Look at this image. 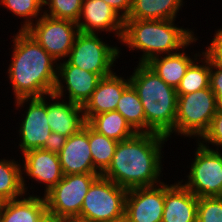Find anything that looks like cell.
<instances>
[{
    "label": "cell",
    "instance_id": "obj_5",
    "mask_svg": "<svg viewBox=\"0 0 222 222\" xmlns=\"http://www.w3.org/2000/svg\"><path fill=\"white\" fill-rule=\"evenodd\" d=\"M127 189L100 175L84 197L81 222H116L124 219Z\"/></svg>",
    "mask_w": 222,
    "mask_h": 222
},
{
    "label": "cell",
    "instance_id": "obj_27",
    "mask_svg": "<svg viewBox=\"0 0 222 222\" xmlns=\"http://www.w3.org/2000/svg\"><path fill=\"white\" fill-rule=\"evenodd\" d=\"M118 142L89 126V145L94 168L102 175L110 166Z\"/></svg>",
    "mask_w": 222,
    "mask_h": 222
},
{
    "label": "cell",
    "instance_id": "obj_32",
    "mask_svg": "<svg viewBox=\"0 0 222 222\" xmlns=\"http://www.w3.org/2000/svg\"><path fill=\"white\" fill-rule=\"evenodd\" d=\"M204 53L220 68H222V28L215 30L210 44Z\"/></svg>",
    "mask_w": 222,
    "mask_h": 222
},
{
    "label": "cell",
    "instance_id": "obj_19",
    "mask_svg": "<svg viewBox=\"0 0 222 222\" xmlns=\"http://www.w3.org/2000/svg\"><path fill=\"white\" fill-rule=\"evenodd\" d=\"M198 197L179 180L165 183V201L162 222H197Z\"/></svg>",
    "mask_w": 222,
    "mask_h": 222
},
{
    "label": "cell",
    "instance_id": "obj_17",
    "mask_svg": "<svg viewBox=\"0 0 222 222\" xmlns=\"http://www.w3.org/2000/svg\"><path fill=\"white\" fill-rule=\"evenodd\" d=\"M116 73L102 78L91 97L82 106L85 122L92 116L116 110L123 91L130 85L128 76L125 79Z\"/></svg>",
    "mask_w": 222,
    "mask_h": 222
},
{
    "label": "cell",
    "instance_id": "obj_14",
    "mask_svg": "<svg viewBox=\"0 0 222 222\" xmlns=\"http://www.w3.org/2000/svg\"><path fill=\"white\" fill-rule=\"evenodd\" d=\"M101 79L102 77L99 74L87 72L71 65L67 60H63V62H58L57 79L53 94L83 106L91 97Z\"/></svg>",
    "mask_w": 222,
    "mask_h": 222
},
{
    "label": "cell",
    "instance_id": "obj_1",
    "mask_svg": "<svg viewBox=\"0 0 222 222\" xmlns=\"http://www.w3.org/2000/svg\"><path fill=\"white\" fill-rule=\"evenodd\" d=\"M168 140L158 133H136L118 142L112 162L102 176L127 190L162 183V149Z\"/></svg>",
    "mask_w": 222,
    "mask_h": 222
},
{
    "label": "cell",
    "instance_id": "obj_22",
    "mask_svg": "<svg viewBox=\"0 0 222 222\" xmlns=\"http://www.w3.org/2000/svg\"><path fill=\"white\" fill-rule=\"evenodd\" d=\"M184 0H133L125 20H176Z\"/></svg>",
    "mask_w": 222,
    "mask_h": 222
},
{
    "label": "cell",
    "instance_id": "obj_33",
    "mask_svg": "<svg viewBox=\"0 0 222 222\" xmlns=\"http://www.w3.org/2000/svg\"><path fill=\"white\" fill-rule=\"evenodd\" d=\"M210 88L213 91L219 107H222V68L210 59Z\"/></svg>",
    "mask_w": 222,
    "mask_h": 222
},
{
    "label": "cell",
    "instance_id": "obj_20",
    "mask_svg": "<svg viewBox=\"0 0 222 222\" xmlns=\"http://www.w3.org/2000/svg\"><path fill=\"white\" fill-rule=\"evenodd\" d=\"M199 37L195 36L184 48L180 51L159 55L151 58L146 64L168 85L177 88L180 81L184 77L189 66L201 55L204 50L192 54L186 53L187 47L195 45ZM186 50V51H185Z\"/></svg>",
    "mask_w": 222,
    "mask_h": 222
},
{
    "label": "cell",
    "instance_id": "obj_31",
    "mask_svg": "<svg viewBox=\"0 0 222 222\" xmlns=\"http://www.w3.org/2000/svg\"><path fill=\"white\" fill-rule=\"evenodd\" d=\"M196 141L209 149H215L218 151L222 149V107H219L218 111L212 118L208 129ZM210 144L214 147H210Z\"/></svg>",
    "mask_w": 222,
    "mask_h": 222
},
{
    "label": "cell",
    "instance_id": "obj_6",
    "mask_svg": "<svg viewBox=\"0 0 222 222\" xmlns=\"http://www.w3.org/2000/svg\"><path fill=\"white\" fill-rule=\"evenodd\" d=\"M219 109L210 87L179 95L176 109L175 135L199 139L208 129Z\"/></svg>",
    "mask_w": 222,
    "mask_h": 222
},
{
    "label": "cell",
    "instance_id": "obj_15",
    "mask_svg": "<svg viewBox=\"0 0 222 222\" xmlns=\"http://www.w3.org/2000/svg\"><path fill=\"white\" fill-rule=\"evenodd\" d=\"M76 24L84 33H113L119 42L124 31V19L102 0H83Z\"/></svg>",
    "mask_w": 222,
    "mask_h": 222
},
{
    "label": "cell",
    "instance_id": "obj_39",
    "mask_svg": "<svg viewBox=\"0 0 222 222\" xmlns=\"http://www.w3.org/2000/svg\"><path fill=\"white\" fill-rule=\"evenodd\" d=\"M116 222H127L125 219H122V220H119V221H116Z\"/></svg>",
    "mask_w": 222,
    "mask_h": 222
},
{
    "label": "cell",
    "instance_id": "obj_38",
    "mask_svg": "<svg viewBox=\"0 0 222 222\" xmlns=\"http://www.w3.org/2000/svg\"><path fill=\"white\" fill-rule=\"evenodd\" d=\"M62 222H81V221H78V220H62Z\"/></svg>",
    "mask_w": 222,
    "mask_h": 222
},
{
    "label": "cell",
    "instance_id": "obj_37",
    "mask_svg": "<svg viewBox=\"0 0 222 222\" xmlns=\"http://www.w3.org/2000/svg\"><path fill=\"white\" fill-rule=\"evenodd\" d=\"M4 202H5V201H4L2 198H0V212H1V210H2V207H3Z\"/></svg>",
    "mask_w": 222,
    "mask_h": 222
},
{
    "label": "cell",
    "instance_id": "obj_9",
    "mask_svg": "<svg viewBox=\"0 0 222 222\" xmlns=\"http://www.w3.org/2000/svg\"><path fill=\"white\" fill-rule=\"evenodd\" d=\"M196 145L187 179L179 181L198 198L222 196V153Z\"/></svg>",
    "mask_w": 222,
    "mask_h": 222
},
{
    "label": "cell",
    "instance_id": "obj_12",
    "mask_svg": "<svg viewBox=\"0 0 222 222\" xmlns=\"http://www.w3.org/2000/svg\"><path fill=\"white\" fill-rule=\"evenodd\" d=\"M22 155V160L20 159L22 161V187L26 194L29 191V187L30 189H34L35 187L32 184L29 186V183L27 186L25 178L29 177L28 179L32 180V182L34 180L40 186L43 184V188H45L43 196L63 178L64 175L58 154L44 151L43 149H33Z\"/></svg>",
    "mask_w": 222,
    "mask_h": 222
},
{
    "label": "cell",
    "instance_id": "obj_3",
    "mask_svg": "<svg viewBox=\"0 0 222 222\" xmlns=\"http://www.w3.org/2000/svg\"><path fill=\"white\" fill-rule=\"evenodd\" d=\"M136 66L129 80L144 108L146 133H158L171 139L172 134L175 135L176 88L166 84L147 64Z\"/></svg>",
    "mask_w": 222,
    "mask_h": 222
},
{
    "label": "cell",
    "instance_id": "obj_2",
    "mask_svg": "<svg viewBox=\"0 0 222 222\" xmlns=\"http://www.w3.org/2000/svg\"><path fill=\"white\" fill-rule=\"evenodd\" d=\"M12 55L7 69L14 100L53 94L58 62L25 30L12 37Z\"/></svg>",
    "mask_w": 222,
    "mask_h": 222
},
{
    "label": "cell",
    "instance_id": "obj_23",
    "mask_svg": "<svg viewBox=\"0 0 222 222\" xmlns=\"http://www.w3.org/2000/svg\"><path fill=\"white\" fill-rule=\"evenodd\" d=\"M86 123L97 133L117 142L129 139L137 133L116 110L92 116Z\"/></svg>",
    "mask_w": 222,
    "mask_h": 222
},
{
    "label": "cell",
    "instance_id": "obj_10",
    "mask_svg": "<svg viewBox=\"0 0 222 222\" xmlns=\"http://www.w3.org/2000/svg\"><path fill=\"white\" fill-rule=\"evenodd\" d=\"M56 61L66 60L76 35V22L43 14L25 30Z\"/></svg>",
    "mask_w": 222,
    "mask_h": 222
},
{
    "label": "cell",
    "instance_id": "obj_28",
    "mask_svg": "<svg viewBox=\"0 0 222 222\" xmlns=\"http://www.w3.org/2000/svg\"><path fill=\"white\" fill-rule=\"evenodd\" d=\"M0 5L14 17L23 18L20 30H26L44 14V0H0Z\"/></svg>",
    "mask_w": 222,
    "mask_h": 222
},
{
    "label": "cell",
    "instance_id": "obj_11",
    "mask_svg": "<svg viewBox=\"0 0 222 222\" xmlns=\"http://www.w3.org/2000/svg\"><path fill=\"white\" fill-rule=\"evenodd\" d=\"M17 110L26 107L22 114V122L17 125L19 130L18 149L22 153L33 149H41L51 134V128L47 122V100L46 96L38 98H20L14 100ZM26 104V106H25ZM22 107V108H21Z\"/></svg>",
    "mask_w": 222,
    "mask_h": 222
},
{
    "label": "cell",
    "instance_id": "obj_16",
    "mask_svg": "<svg viewBox=\"0 0 222 222\" xmlns=\"http://www.w3.org/2000/svg\"><path fill=\"white\" fill-rule=\"evenodd\" d=\"M58 156L63 175L99 173L93 165L87 123L77 133L67 138Z\"/></svg>",
    "mask_w": 222,
    "mask_h": 222
},
{
    "label": "cell",
    "instance_id": "obj_18",
    "mask_svg": "<svg viewBox=\"0 0 222 222\" xmlns=\"http://www.w3.org/2000/svg\"><path fill=\"white\" fill-rule=\"evenodd\" d=\"M46 99L47 122L52 132L68 138L77 133L86 123L81 105L62 99L54 94L46 95Z\"/></svg>",
    "mask_w": 222,
    "mask_h": 222
},
{
    "label": "cell",
    "instance_id": "obj_24",
    "mask_svg": "<svg viewBox=\"0 0 222 222\" xmlns=\"http://www.w3.org/2000/svg\"><path fill=\"white\" fill-rule=\"evenodd\" d=\"M208 87H210V58L203 52L187 69L176 88V93L178 96L186 95Z\"/></svg>",
    "mask_w": 222,
    "mask_h": 222
},
{
    "label": "cell",
    "instance_id": "obj_4",
    "mask_svg": "<svg viewBox=\"0 0 222 222\" xmlns=\"http://www.w3.org/2000/svg\"><path fill=\"white\" fill-rule=\"evenodd\" d=\"M176 20H124L121 42L129 51L142 52L138 63L146 64L159 55L173 54L196 35L194 29L175 24ZM183 27V28H182Z\"/></svg>",
    "mask_w": 222,
    "mask_h": 222
},
{
    "label": "cell",
    "instance_id": "obj_36",
    "mask_svg": "<svg viewBox=\"0 0 222 222\" xmlns=\"http://www.w3.org/2000/svg\"><path fill=\"white\" fill-rule=\"evenodd\" d=\"M45 222H62V220L52 219V218H49V217H48Z\"/></svg>",
    "mask_w": 222,
    "mask_h": 222
},
{
    "label": "cell",
    "instance_id": "obj_21",
    "mask_svg": "<svg viewBox=\"0 0 222 222\" xmlns=\"http://www.w3.org/2000/svg\"><path fill=\"white\" fill-rule=\"evenodd\" d=\"M48 218L44 196L30 194L5 201L0 212L1 222H45Z\"/></svg>",
    "mask_w": 222,
    "mask_h": 222
},
{
    "label": "cell",
    "instance_id": "obj_7",
    "mask_svg": "<svg viewBox=\"0 0 222 222\" xmlns=\"http://www.w3.org/2000/svg\"><path fill=\"white\" fill-rule=\"evenodd\" d=\"M121 50L120 47L105 42L100 34L79 31L66 60L73 66L104 78L114 73V63L122 55Z\"/></svg>",
    "mask_w": 222,
    "mask_h": 222
},
{
    "label": "cell",
    "instance_id": "obj_13",
    "mask_svg": "<svg viewBox=\"0 0 222 222\" xmlns=\"http://www.w3.org/2000/svg\"><path fill=\"white\" fill-rule=\"evenodd\" d=\"M165 182L127 190L124 219L127 222H162Z\"/></svg>",
    "mask_w": 222,
    "mask_h": 222
},
{
    "label": "cell",
    "instance_id": "obj_25",
    "mask_svg": "<svg viewBox=\"0 0 222 222\" xmlns=\"http://www.w3.org/2000/svg\"><path fill=\"white\" fill-rule=\"evenodd\" d=\"M0 159V198L10 201L25 194L22 187L21 162L19 159Z\"/></svg>",
    "mask_w": 222,
    "mask_h": 222
},
{
    "label": "cell",
    "instance_id": "obj_8",
    "mask_svg": "<svg viewBox=\"0 0 222 222\" xmlns=\"http://www.w3.org/2000/svg\"><path fill=\"white\" fill-rule=\"evenodd\" d=\"M100 173L64 175L63 178L44 195L48 217L58 220H74L80 215L82 203L91 184Z\"/></svg>",
    "mask_w": 222,
    "mask_h": 222
},
{
    "label": "cell",
    "instance_id": "obj_30",
    "mask_svg": "<svg viewBox=\"0 0 222 222\" xmlns=\"http://www.w3.org/2000/svg\"><path fill=\"white\" fill-rule=\"evenodd\" d=\"M197 222H222V196L198 198Z\"/></svg>",
    "mask_w": 222,
    "mask_h": 222
},
{
    "label": "cell",
    "instance_id": "obj_35",
    "mask_svg": "<svg viewBox=\"0 0 222 222\" xmlns=\"http://www.w3.org/2000/svg\"><path fill=\"white\" fill-rule=\"evenodd\" d=\"M108 4L124 20L128 17L132 7L133 0H102Z\"/></svg>",
    "mask_w": 222,
    "mask_h": 222
},
{
    "label": "cell",
    "instance_id": "obj_34",
    "mask_svg": "<svg viewBox=\"0 0 222 222\" xmlns=\"http://www.w3.org/2000/svg\"><path fill=\"white\" fill-rule=\"evenodd\" d=\"M66 140L67 137L59 133L51 132L50 136L45 141V144L41 147V149L58 154L65 145Z\"/></svg>",
    "mask_w": 222,
    "mask_h": 222
},
{
    "label": "cell",
    "instance_id": "obj_26",
    "mask_svg": "<svg viewBox=\"0 0 222 222\" xmlns=\"http://www.w3.org/2000/svg\"><path fill=\"white\" fill-rule=\"evenodd\" d=\"M137 133H146L145 112L139 96L130 84L122 93L116 108Z\"/></svg>",
    "mask_w": 222,
    "mask_h": 222
},
{
    "label": "cell",
    "instance_id": "obj_29",
    "mask_svg": "<svg viewBox=\"0 0 222 222\" xmlns=\"http://www.w3.org/2000/svg\"><path fill=\"white\" fill-rule=\"evenodd\" d=\"M83 0H44V14L53 18L78 21ZM46 6H48L46 8Z\"/></svg>",
    "mask_w": 222,
    "mask_h": 222
}]
</instances>
